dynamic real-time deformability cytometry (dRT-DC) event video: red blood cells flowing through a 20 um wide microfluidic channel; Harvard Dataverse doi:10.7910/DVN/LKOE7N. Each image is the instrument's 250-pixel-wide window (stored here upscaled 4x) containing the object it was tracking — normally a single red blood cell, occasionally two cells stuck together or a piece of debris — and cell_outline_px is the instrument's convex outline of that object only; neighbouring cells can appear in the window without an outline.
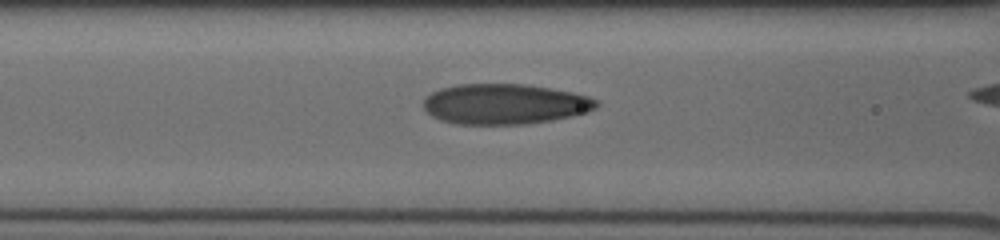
{"species": "human", "species_latin": "Homo sapiens", "temperature_condition": "cold", "stored_images_in_passage": 44, "camera_frame_rate_fps": 3000, "um_per_image_px": 0.085, "donor": {"sex": "male"}, "frame": {"image": 1, "passage_image": 8, "time_ms": 1.333, "image_size_px": [1000, 240], "cell_outline_px": [[600, 104], [596, 108], [588, 112], [572, 116], [552, 120], [524, 124], [456, 124], [440, 120], [432, 116], [424, 108], [424, 100], [432, 92], [440, 88], [460, 84], [524, 84], [572, 92], [588, 96], [596, 100]], "centroid_in_image_um": [42.91, 8.85], "position_along_channel_um": 123.7, "area_um2": 40.63}}
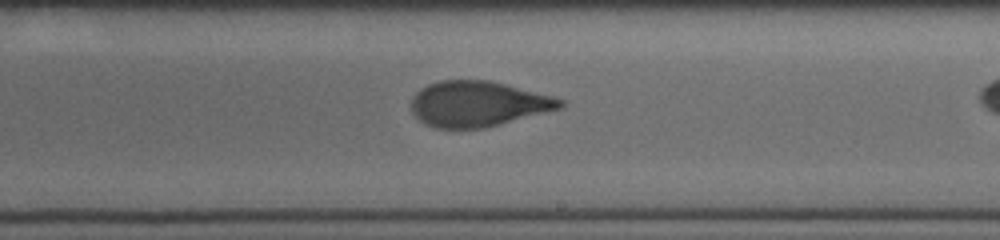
{"frame": {"image": 2, "passage_image": 25, "time_ms": 4.333, "image_size_px": [1000, 240], "cell_outline_px": [[564, 104], [560, 108], [500, 124], [484, 128], [436, 128], [424, 124], [412, 112], [412, 96], [420, 88], [428, 84], [440, 80], [488, 80], [552, 96], [564, 100]], "centroid_in_image_um": [40.58, 8.83], "position_along_channel_um": 248.4, "area_um2": 39.13}}
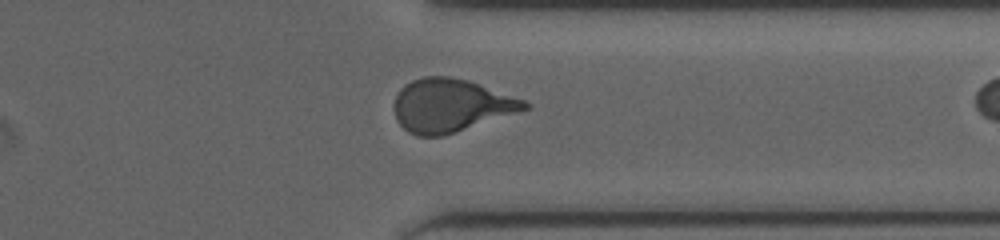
{"frame": {"image": 3, "passage_image": 42, "time_ms": 7.333, "image_size_px": [1000, 240], "cell_outline_px": [[532, 104], [528, 108], [444, 136], [416, 136], [408, 132], [396, 120], [392, 108], [392, 104], [400, 88], [404, 84], [412, 80], [424, 76], [448, 76], [468, 80], [524, 100]], "centroid_in_image_um": [38.24, 8.96], "position_along_channel_um": 373.2, "area_um2": 40.29}}